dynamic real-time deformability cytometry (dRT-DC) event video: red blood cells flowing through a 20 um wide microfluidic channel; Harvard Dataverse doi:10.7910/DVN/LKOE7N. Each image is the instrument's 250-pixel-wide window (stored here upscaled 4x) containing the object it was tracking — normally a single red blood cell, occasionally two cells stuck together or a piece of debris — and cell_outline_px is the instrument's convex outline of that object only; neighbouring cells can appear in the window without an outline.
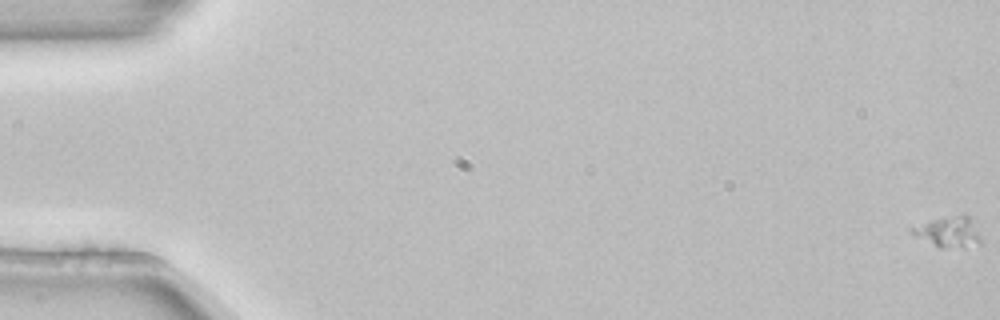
{"species": "common noctule bat (a hibernating species)", "species_latin": "Nyctalus noctula", "temperature_condition": "room temperature", "stored_images_in_passage": 4, "camera_frame_rate_fps": 3000, "um_per_image_px": 0.085, "animal": {"sex": "female", "body_mass_g": 22.7, "forearm_length_mm": 54.2}, "frame": {"image": 1, "passage_image": 1, "time_ms": 0.0, "image_size_px": [1000, 320], "cell_outline_px": [[980, 244], [964, 248], [940, 248], [916, 236], [908, 228], [932, 220], [956, 216], [968, 216], [980, 236]], "centroid_in_image_um": [80.62, 19.76], "position_along_channel_um": 4.4, "area_um2": 11.85}}
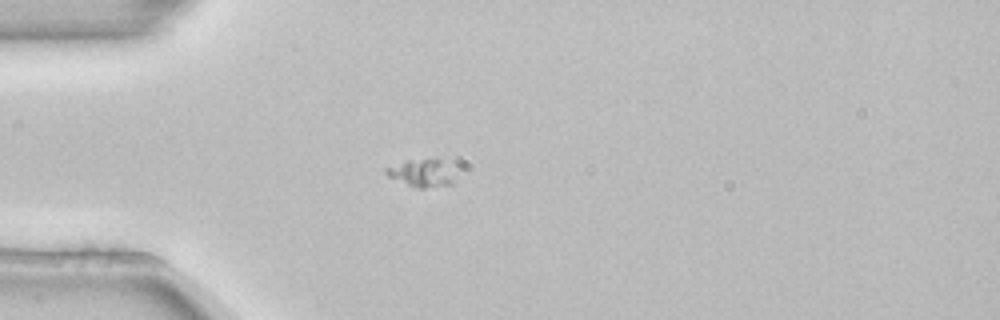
{"frame": {"image": 2, "passage_image": 4, "time_ms": 1.0, "image_size_px": [1000, 320], "cell_outline_px": [[452, 184], [424, 188], [420, 188], [408, 184], [388, 176], [384, 172], [384, 168], [408, 160], [440, 160], [452, 180]], "centroid_in_image_um": [35.71, 14.73], "position_along_channel_um": 49.3, "area_um2": 10.06}}